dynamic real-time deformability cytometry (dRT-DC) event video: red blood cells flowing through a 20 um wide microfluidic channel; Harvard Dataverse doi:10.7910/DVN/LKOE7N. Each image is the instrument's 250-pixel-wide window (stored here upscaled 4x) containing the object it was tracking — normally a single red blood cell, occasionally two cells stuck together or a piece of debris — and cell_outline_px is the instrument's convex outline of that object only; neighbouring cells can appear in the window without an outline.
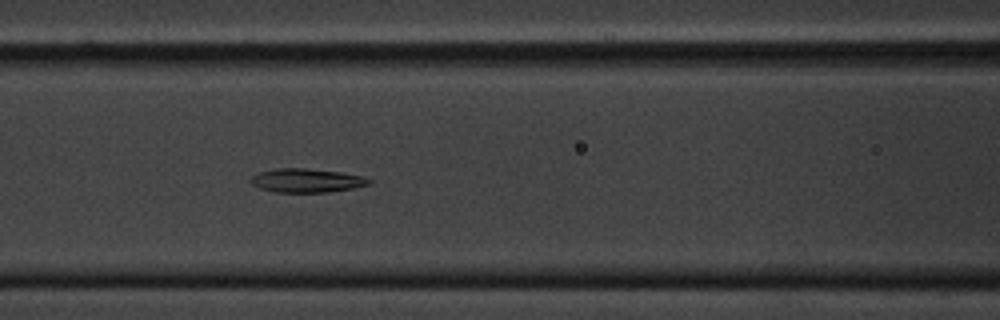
{"species": "common noctule bat (a hibernating species)", "species_latin": "Nyctalus noctula", "temperature_condition": "cold", "stored_images_in_passage": 46, "camera_frame_rate_fps": 3000, "um_per_image_px": 0.085, "animal": {"sex": "male", "body_mass_g": 20.1, "forearm_length_mm": 53.5}, "frame": {"image": 1, "passage_image": 12, "time_ms": 3.667, "image_size_px": [1000, 320], "cell_outline_px": [[372, 184], [352, 188], [328, 192], [276, 192], [260, 188], [252, 184], [252, 176], [260, 172], [276, 168], [308, 168], [340, 172], [360, 176], [372, 180]], "centroid_in_image_um": [26.08, 15.34], "position_along_channel_um": 140.5, "area_um2": 16.24}}
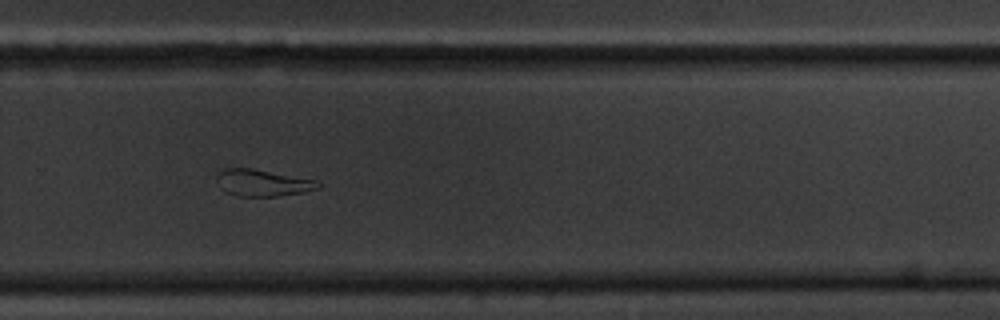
{"frame": {"image": 2, "passage_image": 27, "time_ms": 8.667, "image_size_px": [1000, 320], "cell_outline_px": [[320, 188], [304, 192], [276, 196], [236, 196], [220, 188], [216, 176], [220, 168], [248, 168], [316, 180], [320, 184]], "centroid_in_image_um": [22.28, 15.54], "position_along_channel_um": 307.5, "area_um2": 15.61}}
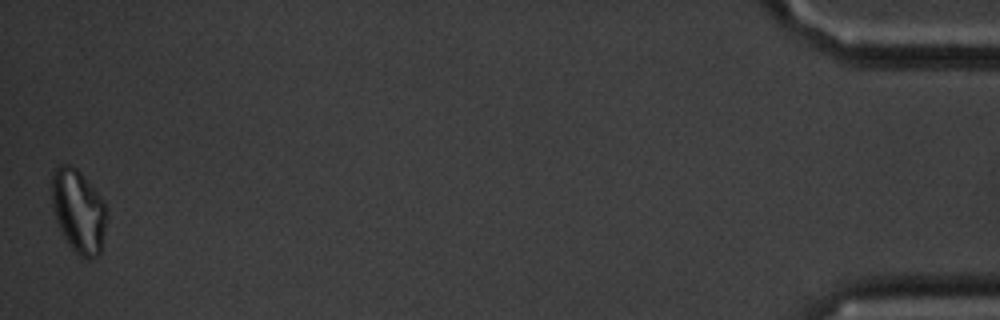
{"frame": {"image": 3, "passage_image": 46, "time_ms": 15.0, "image_size_px": [1000, 320], "cell_outline_px": [[108, 216], [100, 256], [88, 260], [80, 256], [68, 244], [56, 220], [52, 208], [52, 176], [56, 168], [60, 164], [68, 164], [76, 168], [80, 172], [104, 200], [108, 212]], "centroid_in_image_um": [6.71, 17.97], "position_along_channel_um": 428.5, "area_um2": 26.93}, "authors_computed_cell_mechanics": {"area_um2": 17.2533, "velocity_mm_per_s": 3.3514, "shape_relaxation_time_tau1_ms": null, "shape_relaxation_time_tau2_ms": 8.1303, "deformation_change_tau1": null, "deformation_change_tau2": 0.1963}}